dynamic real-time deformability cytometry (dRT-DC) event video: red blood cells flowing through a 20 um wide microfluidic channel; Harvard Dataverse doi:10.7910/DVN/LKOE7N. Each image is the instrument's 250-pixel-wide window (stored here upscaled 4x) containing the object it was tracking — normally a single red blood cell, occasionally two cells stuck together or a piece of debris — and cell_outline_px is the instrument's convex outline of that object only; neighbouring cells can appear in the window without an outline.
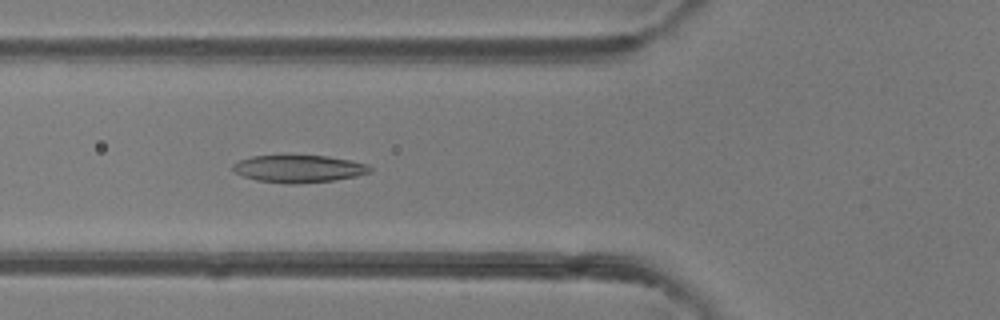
{"species": "common noctule bat (a hibernating species)", "species_latin": "Nyctalus noctula", "temperature_condition": "room temperature", "stored_images_in_passage": 10, "camera_frame_rate_fps": 3000, "um_per_image_px": 0.085, "animal": {"sex": "female"}, "frame": {"image": 1, "passage_image": 7, "time_ms": 2.0, "image_size_px": [1000, 320], "cell_outline_px": [[372, 172], [356, 176], [336, 180], [296, 184], [284, 184], [256, 180], [244, 176], [236, 172], [232, 168], [232, 164], [240, 160], [252, 156], [328, 156], [368, 164], [372, 168]], "centroid_in_image_um": [25.42, 14.36], "position_along_channel_um": 100.4, "area_um2": 21.85}}